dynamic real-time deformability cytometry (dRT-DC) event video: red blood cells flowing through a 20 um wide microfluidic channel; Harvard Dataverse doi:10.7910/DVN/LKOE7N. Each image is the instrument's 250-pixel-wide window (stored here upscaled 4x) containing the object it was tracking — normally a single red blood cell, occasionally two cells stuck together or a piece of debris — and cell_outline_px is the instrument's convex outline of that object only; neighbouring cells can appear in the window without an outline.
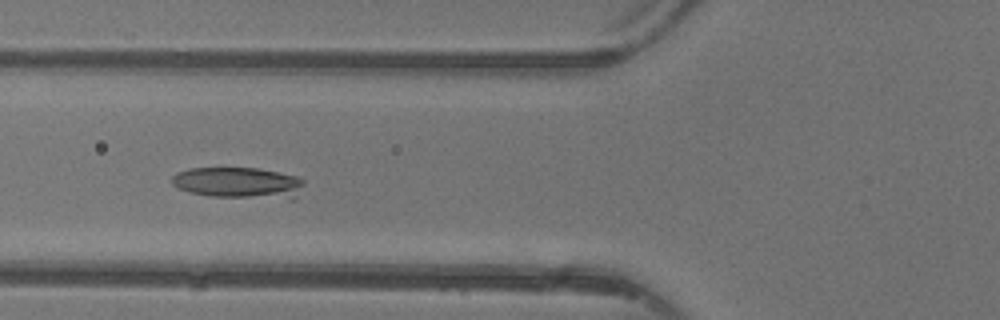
{"species": "common noctule bat (a hibernating species)", "species_latin": "Nyctalus noctula", "temperature_condition": "warm", "stored_images_in_passage": 6, "camera_frame_rate_fps": 3000, "um_per_image_px": 0.085, "animal": {"sex": "female"}, "frame": {"image": 1, "passage_image": 5, "time_ms": 4.667, "image_size_px": [1000, 320], "cell_outline_px": [[304, 184], [296, 200], [288, 200], [208, 196], [188, 192], [172, 184], [172, 176], [176, 172], [188, 168], [260, 168], [296, 176], [304, 180]], "centroid_in_image_um": [20.33, 15.57], "position_along_channel_um": 105.5, "area_um2": 24.68}}